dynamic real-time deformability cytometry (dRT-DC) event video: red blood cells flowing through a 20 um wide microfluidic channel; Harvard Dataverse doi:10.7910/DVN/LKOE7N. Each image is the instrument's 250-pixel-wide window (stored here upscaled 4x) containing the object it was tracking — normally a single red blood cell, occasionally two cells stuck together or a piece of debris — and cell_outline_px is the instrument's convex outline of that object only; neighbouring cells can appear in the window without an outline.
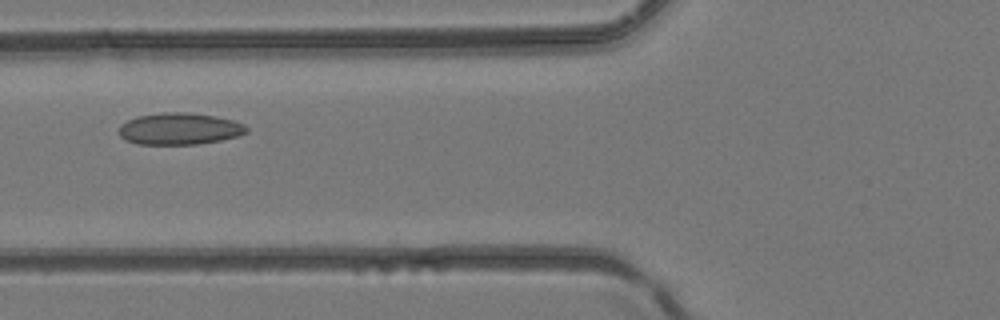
{"species": "common noctule bat (a hibernating species)", "species_latin": "Nyctalus noctula", "temperature_condition": "room temperature", "stored_images_in_passage": 4, "camera_frame_rate_fps": 3000, "um_per_image_px": 0.085, "animal": {"sex": "female", "body_mass_g": 24.6, "forearm_length_mm": 56.2}, "frame": {"image": 1, "passage_image": 4, "time_ms": 1.0, "image_size_px": [1000, 320], "cell_outline_px": [[248, 132], [236, 136], [220, 140], [196, 144], [136, 144], [124, 140], [120, 136], [120, 124], [136, 116], [160, 112], [188, 112], [216, 116], [232, 120], [244, 124], [248, 128]], "centroid_in_image_um": [15.23, 10.94], "position_along_channel_um": 110.6, "area_um2": 23.7}}